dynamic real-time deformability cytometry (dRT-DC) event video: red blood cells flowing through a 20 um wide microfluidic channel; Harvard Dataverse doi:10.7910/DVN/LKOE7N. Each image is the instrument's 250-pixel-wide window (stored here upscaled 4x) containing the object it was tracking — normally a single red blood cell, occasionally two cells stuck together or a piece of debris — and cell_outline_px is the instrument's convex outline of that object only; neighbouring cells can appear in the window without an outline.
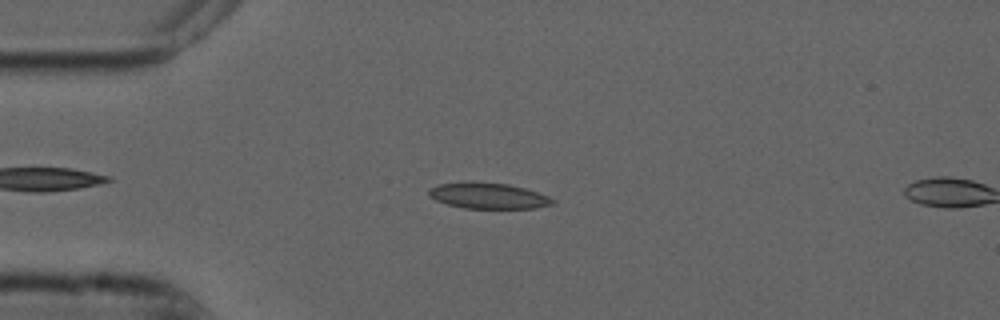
{"species": "common noctule bat (a hibernating species)", "species_latin": "Nyctalus noctula", "temperature_condition": "cold", "stored_images_in_passage": 12, "camera_frame_rate_fps": 3000, "um_per_image_px": 0.085, "animal": {"sex": "male", "forearm_length_mm": 52.5}, "frame": {"image": 1, "passage_image": 10, "time_ms": 3.0, "image_size_px": [1000, 320], "cell_outline_px": [[556, 204], [536, 208], [464, 208], [448, 204], [436, 200], [428, 196], [428, 188], [440, 184], [464, 180], [472, 180], [508, 184], [524, 188], [548, 196], [556, 200]], "centroid_in_image_um": [41.48, 16.62], "position_along_channel_um": 43.5, "area_um2": 19.07}}